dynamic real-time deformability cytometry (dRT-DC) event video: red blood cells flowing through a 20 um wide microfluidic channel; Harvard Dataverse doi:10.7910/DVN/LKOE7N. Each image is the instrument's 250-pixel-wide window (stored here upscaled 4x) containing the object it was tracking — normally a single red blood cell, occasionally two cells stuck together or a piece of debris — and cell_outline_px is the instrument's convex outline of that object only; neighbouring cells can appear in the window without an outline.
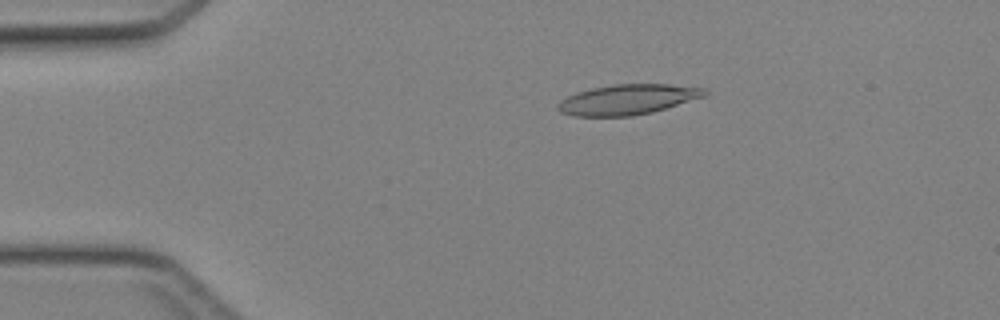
{"species": "Egyptian fruit bat (a non-hibernating species)", "species_latin": "Rousettus aegyptiacus", "temperature_condition": "cold", "stored_images_in_passage": 45, "camera_frame_rate_fps": 3000, "um_per_image_px": 0.085, "animal": {"sex": "female"}, "frame": {"image": 1, "passage_image": 9, "time_ms": 2.667, "image_size_px": [1000, 320], "cell_outline_px": [[708, 92], [704, 96], [652, 112], [632, 116], [572, 116], [560, 112], [556, 108], [556, 104], [560, 100], [576, 92], [592, 88], [612, 84], [668, 84], [708, 88]], "centroid_in_image_um": [53.31, 8.45], "position_along_channel_um": 31.7, "area_um2": 25.89}}
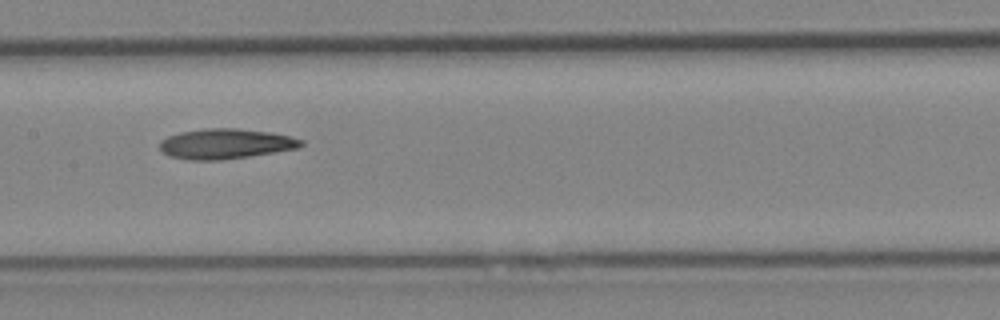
{"frame": {"image": 2, "passage_image": 23, "time_ms": 7.333, "image_size_px": [1000, 320], "cell_outline_px": [[304, 144], [296, 148], [276, 152], [220, 160], [188, 160], [168, 156], [160, 152], [160, 140], [168, 136], [180, 132], [204, 128], [236, 128], [268, 132], [288, 136], [304, 140]], "centroid_in_image_um": [19.12, 12.22], "position_along_channel_um": 188.3, "area_um2": 24.85}}
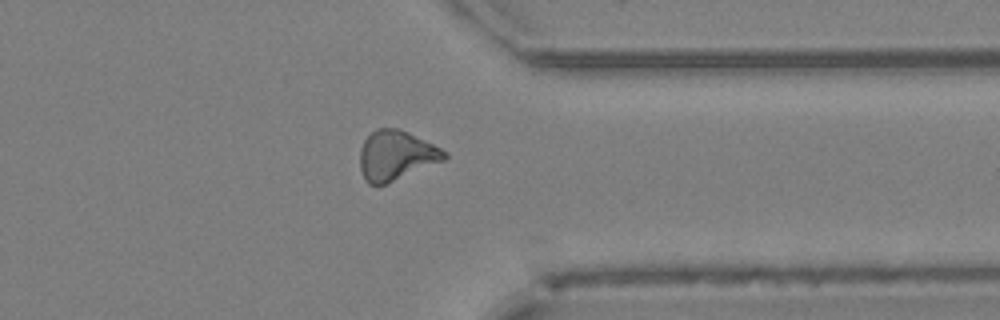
{"frame": {"image": 3, "passage_image": 36, "time_ms": 11.667, "image_size_px": [1000, 320], "cell_outline_px": [[448, 156], [444, 160], [384, 184], [368, 184], [364, 180], [360, 168], [360, 148], [364, 140], [376, 128], [400, 128], [448, 152]], "centroid_in_image_um": [33.64, 13.2], "position_along_channel_um": 377.8, "area_um2": 24.16}}